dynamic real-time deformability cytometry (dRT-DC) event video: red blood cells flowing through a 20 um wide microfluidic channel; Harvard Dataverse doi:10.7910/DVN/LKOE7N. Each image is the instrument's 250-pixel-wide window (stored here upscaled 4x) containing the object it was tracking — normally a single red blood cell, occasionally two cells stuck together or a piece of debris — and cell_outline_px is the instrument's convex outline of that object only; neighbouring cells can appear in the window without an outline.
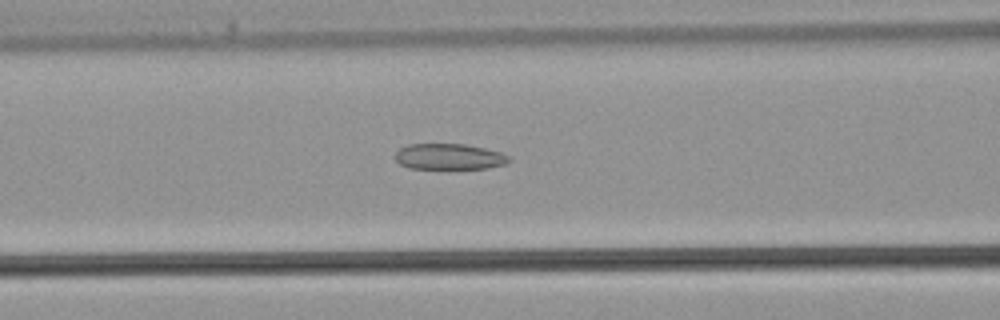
{"species": "common noctule bat (a hibernating species)", "species_latin": "Nyctalus noctula", "temperature_condition": "warm", "stored_images_in_passage": 35, "camera_frame_rate_fps": 3000, "um_per_image_px": 0.085, "animal": {"sex": "male", "body_mass_g": 21.5, "forearm_length_mm": 52.0}, "frame": {"image": 1, "passage_image": 15, "time_ms": 4.667, "image_size_px": [1000, 320], "cell_outline_px": [[512, 160], [504, 164], [488, 168], [408, 168], [400, 164], [396, 160], [396, 152], [400, 148], [408, 144], [464, 144], [484, 148], [500, 152], [508, 156]], "centroid_in_image_um": [38.17, 13.31], "position_along_channel_um": 128.4, "area_um2": 16.99}}
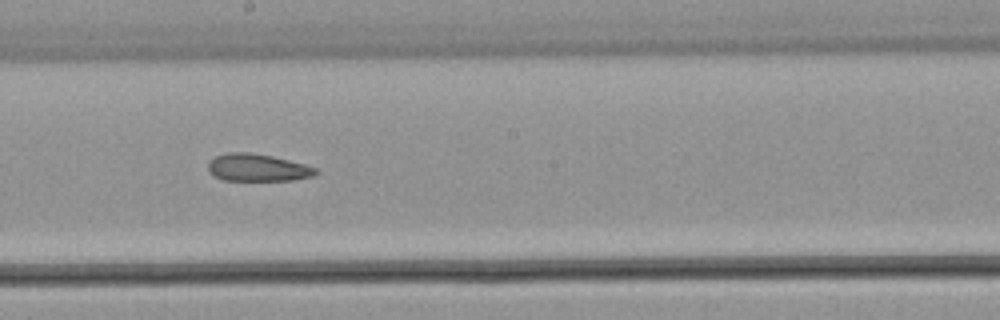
{"frame": {"image": 2, "passage_image": 21, "time_ms": 6.667, "image_size_px": [1000, 320], "cell_outline_px": [[320, 172], [312, 176], [292, 180], [224, 180], [212, 176], [208, 172], [208, 164], [216, 156], [228, 152], [252, 152], [272, 156], [304, 164], [316, 168]], "centroid_in_image_um": [21.87, 14.25], "position_along_channel_um": 226.3, "area_um2": 17.17}}
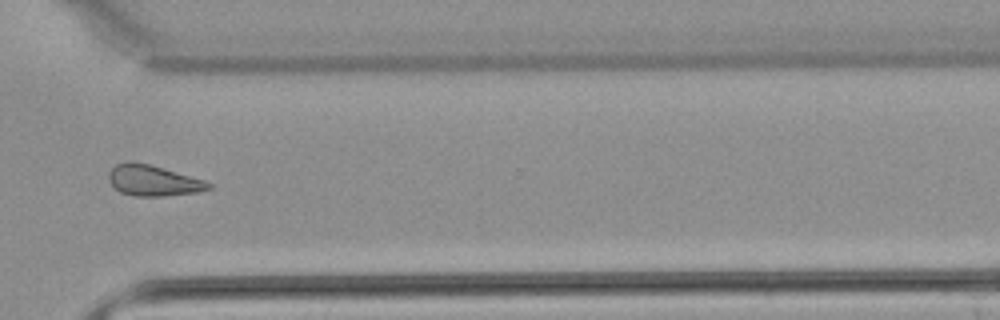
{"frame": {"image": 3, "passage_image": 29, "time_ms": 9.333, "image_size_px": [1000, 320], "cell_outline_px": [[212, 188], [200, 192], [164, 196], [132, 196], [120, 192], [108, 180], [108, 172], [116, 164], [128, 160], [148, 164], [204, 180], [212, 184]], "centroid_in_image_um": [13.0, 15.35], "position_along_channel_um": 357.6, "area_um2": 17.92}}